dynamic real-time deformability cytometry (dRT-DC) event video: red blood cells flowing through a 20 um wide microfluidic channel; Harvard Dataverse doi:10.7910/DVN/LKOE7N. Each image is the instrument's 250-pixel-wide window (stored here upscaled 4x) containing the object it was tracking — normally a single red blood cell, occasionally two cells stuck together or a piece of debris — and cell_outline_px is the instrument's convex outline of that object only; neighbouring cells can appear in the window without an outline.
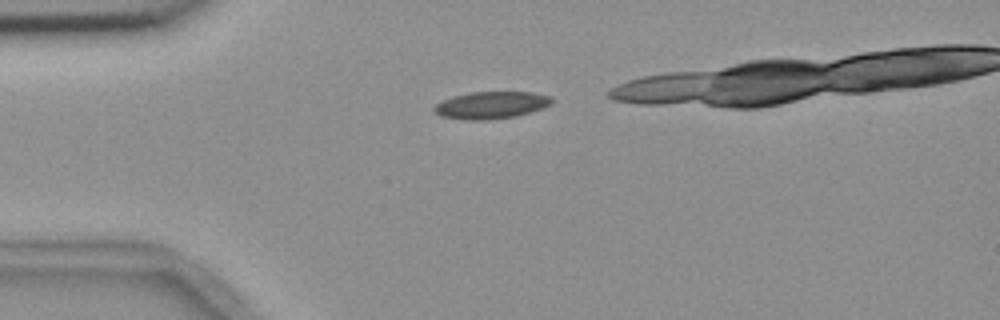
{"species": "common noctule bat (a hibernating species)", "species_latin": "Nyctalus noctula", "temperature_condition": "room temperature", "stored_images_in_passage": 6, "camera_frame_rate_fps": 3000, "um_per_image_px": 0.085, "animal": {"sex": "female", "body_mass_g": 18.4}, "frame": {"image": 1, "passage_image": 1, "time_ms": 0.0, "image_size_px": [1000, 320], "cell_outline_px": [[556, 100], [552, 104], [516, 116], [488, 120], [468, 120], [440, 116], [432, 108], [436, 104], [452, 96], [472, 92], [532, 92], [552, 96]], "centroid_in_image_um": [41.77, 8.93], "position_along_channel_um": 43.2, "area_um2": 18.61}}
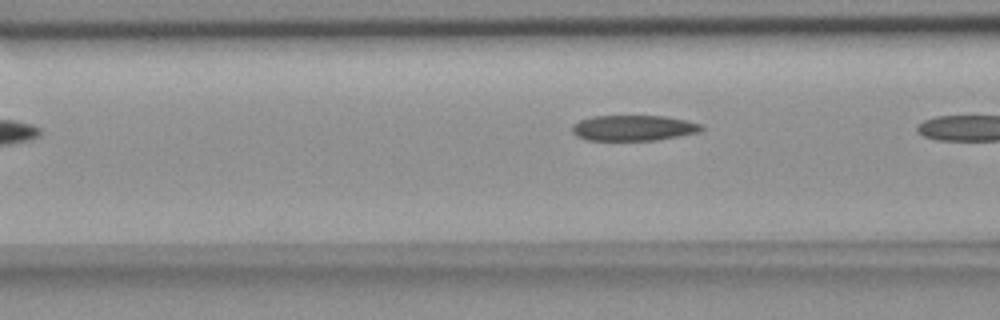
{"frame": {"image": 2, "passage_image": 4, "time_ms": 4.0, "image_size_px": [1000, 320], "cell_outline_px": [[704, 128], [700, 132], [656, 140], [584, 140], [576, 136], [572, 132], [572, 124], [580, 120], [592, 116], [664, 116], [688, 120], [704, 124]], "centroid_in_image_um": [53.86, 10.87], "position_along_channel_um": 112.7, "area_um2": 19.48}}